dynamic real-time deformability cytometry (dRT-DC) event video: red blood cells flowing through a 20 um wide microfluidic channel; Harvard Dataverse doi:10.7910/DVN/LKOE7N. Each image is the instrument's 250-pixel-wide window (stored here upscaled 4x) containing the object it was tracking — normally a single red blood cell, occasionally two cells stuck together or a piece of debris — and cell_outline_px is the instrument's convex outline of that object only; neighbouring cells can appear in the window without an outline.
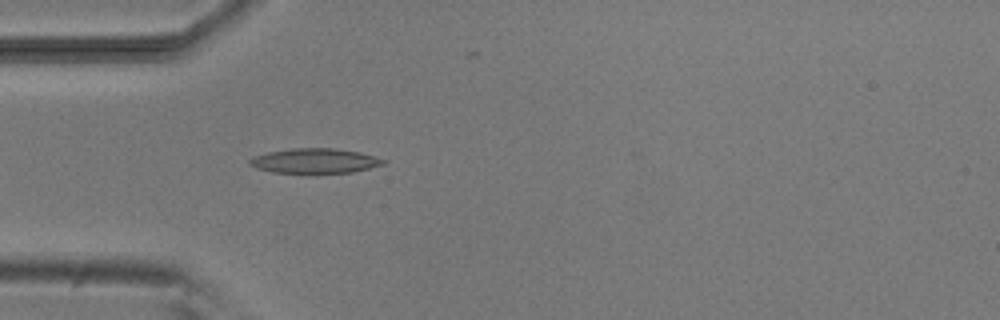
{"species": "common noctule bat (a hibernating species)", "species_latin": "Nyctalus noctula", "temperature_condition": "room temperature", "stored_images_in_passage": 11, "camera_frame_rate_fps": 3000, "um_per_image_px": 0.085, "animal": {"sex": "male", "body_mass_g": 20.5, "forearm_length_mm": 52.5}, "frame": {"image": 1, "passage_image": 2, "time_ms": 0.333, "image_size_px": [1000, 320], "cell_outline_px": [[388, 160], [384, 164], [352, 172], [272, 172], [256, 168], [248, 164], [248, 160], [256, 156], [268, 152], [292, 148], [336, 148], [360, 152]], "centroid_in_image_um": [26.77, 13.65], "position_along_channel_um": 58.2, "area_um2": 19.07}}
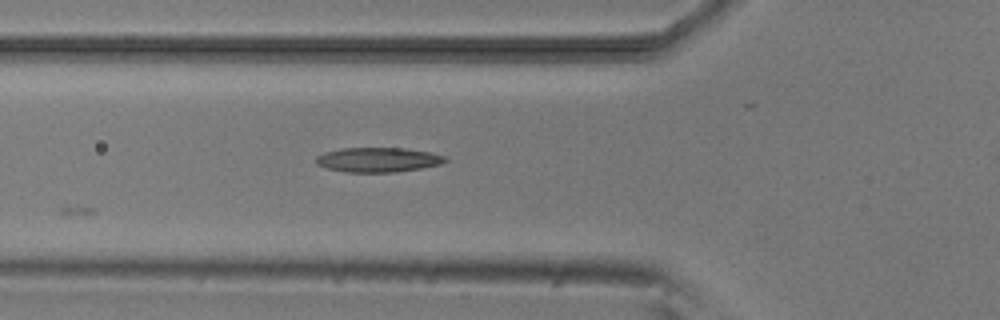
{"frame": {"image": 2, "passage_image": 5, "time_ms": 1.333, "image_size_px": [1000, 320], "cell_outline_px": [[448, 160], [440, 164], [420, 168], [396, 172], [344, 172], [328, 168], [316, 164], [316, 156], [324, 152], [340, 148], [404, 148], [432, 152], [448, 156]], "centroid_in_image_um": [32.15, 13.57], "position_along_channel_um": 93.6, "area_um2": 18.67}}
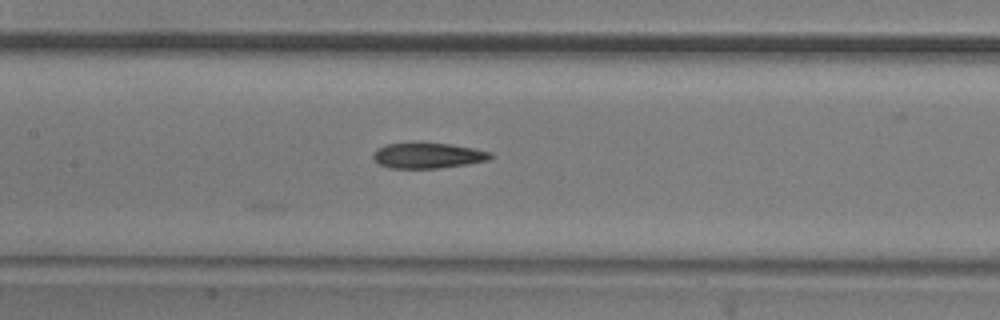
{"frame": {"image": 3, "passage_image": 11, "time_ms": 3.333, "image_size_px": [1000, 320], "cell_outline_px": [[492, 156], [488, 160], [440, 168], [392, 168], [380, 164], [372, 156], [372, 152], [376, 148], [384, 144], [420, 140], [448, 144], [472, 148], [492, 152]], "centroid_in_image_um": [36.29, 13.17], "position_along_channel_um": 171.1, "area_um2": 17.92}}